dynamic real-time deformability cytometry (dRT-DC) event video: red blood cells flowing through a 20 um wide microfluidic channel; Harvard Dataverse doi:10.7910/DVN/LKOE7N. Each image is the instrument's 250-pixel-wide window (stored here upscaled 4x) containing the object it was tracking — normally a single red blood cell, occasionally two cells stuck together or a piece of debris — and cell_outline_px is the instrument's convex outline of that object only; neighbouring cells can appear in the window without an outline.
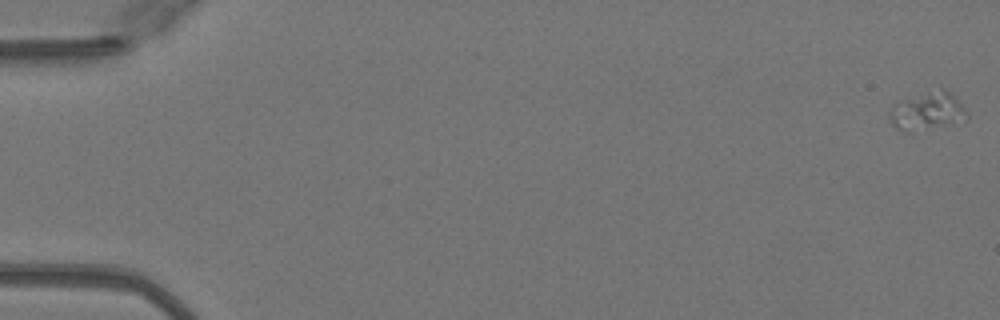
{"species": "Egyptian fruit bat (a non-hibernating species)", "species_latin": "Rousettus aegyptiacus", "temperature_condition": "warm", "stored_images_in_passage": 51, "camera_frame_rate_fps": 3000, "um_per_image_px": 0.085, "animal": {"sex": "female"}, "frame": {"image": 1, "passage_image": 1, "time_ms": 0.0, "image_size_px": [1000, 320], "cell_outline_px": [[968, 120], [904, 128], [896, 128], [892, 124], [888, 116], [888, 112], [892, 104], [940, 84], [968, 112]], "centroid_in_image_um": [78.8, 9.3], "position_along_channel_um": 6.2, "area_um2": 16.3}}
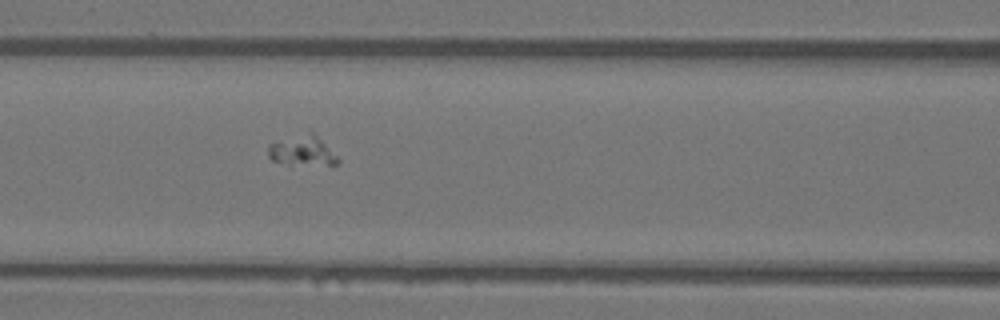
{"frame": {"image": 2, "passage_image": 23, "time_ms": 7.333, "image_size_px": [1000, 320], "cell_outline_px": [[340, 160], [336, 164], [328, 164], [272, 160], [268, 156], [268, 144], [308, 128]], "centroid_in_image_um": [25.65, 12.7], "position_along_channel_um": 141.0, "area_um2": 11.68}}
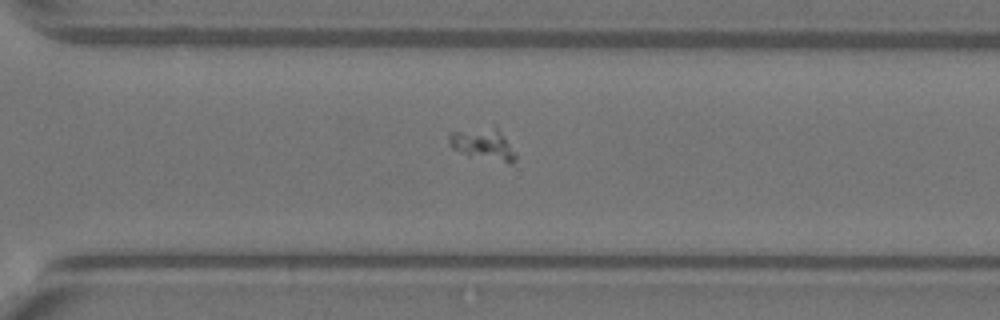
{"frame": {"image": 3, "passage_image": 37, "time_ms": 12.0, "image_size_px": [1000, 320], "cell_outline_px": [[516, 160], [512, 164], [508, 164], [468, 156], [452, 148], [448, 144], [448, 132], [492, 124], [496, 124], [504, 136], [516, 156]], "centroid_in_image_um": [41.04, 12.22], "position_along_channel_um": 329.6, "area_um2": 13.01}}